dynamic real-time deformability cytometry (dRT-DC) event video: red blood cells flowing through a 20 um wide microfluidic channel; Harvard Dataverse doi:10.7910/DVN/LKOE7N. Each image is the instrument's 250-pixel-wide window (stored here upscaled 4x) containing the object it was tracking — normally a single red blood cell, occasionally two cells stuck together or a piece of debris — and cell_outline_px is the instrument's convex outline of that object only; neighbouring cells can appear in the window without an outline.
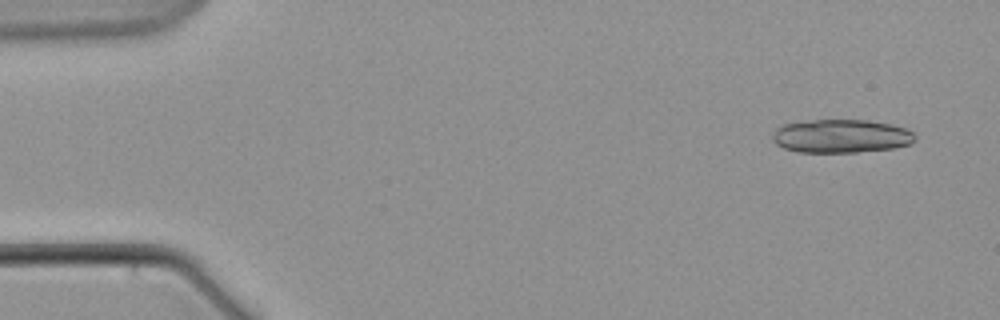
{"species": "common noctule bat (a hibernating species)", "species_latin": "Nyctalus noctula", "temperature_condition": "warm", "stored_images_in_passage": 7, "camera_frame_rate_fps": 3000, "um_per_image_px": 0.085, "animal": {"sex": "male", "body_mass_g": 21.5, "forearm_length_mm": 52.0}, "frame": {"image": 1, "passage_image": 1, "time_ms": 0.0, "image_size_px": [1000, 320], "cell_outline_px": [[916, 140], [912, 144], [896, 148], [856, 152], [800, 152], [784, 148], [776, 144], [772, 140], [772, 132], [780, 124], [812, 120], [868, 120], [908, 128], [916, 136]], "centroid_in_image_um": [71.5, 11.57], "position_along_channel_um": 13.5, "area_um2": 28.09}}
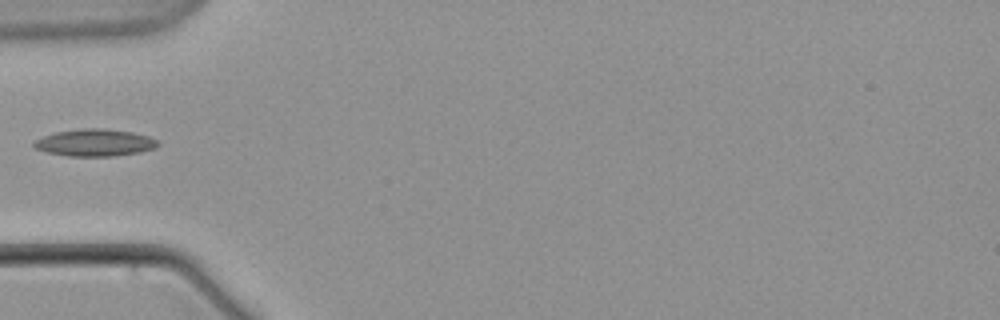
{"frame": {"image": 2, "passage_image": 6, "time_ms": 6.333, "image_size_px": [1000, 320], "cell_outline_px": [[160, 144], [156, 148], [140, 152], [112, 156], [68, 156], [48, 152], [36, 148], [32, 144], [36, 140], [44, 136], [56, 132], [84, 128], [104, 128], [132, 132], [148, 136], [156, 140]], "centroid_in_image_um": [8.09, 12.12], "position_along_channel_um": 76.9, "area_um2": 19.42}}
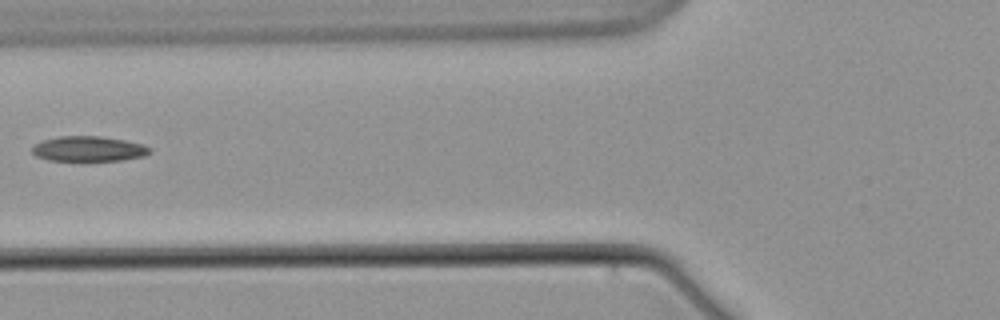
{"frame": {"image": 3, "passage_image": 7, "time_ms": 7.667, "image_size_px": [1000, 320], "cell_outline_px": [[152, 152], [144, 156], [124, 160], [48, 160], [36, 156], [32, 152], [32, 148], [36, 144], [44, 140], [60, 136], [100, 136], [124, 140], [140, 144], [152, 148]], "centroid_in_image_um": [7.56, 12.65], "position_along_channel_um": 118.2, "area_um2": 17.05}}